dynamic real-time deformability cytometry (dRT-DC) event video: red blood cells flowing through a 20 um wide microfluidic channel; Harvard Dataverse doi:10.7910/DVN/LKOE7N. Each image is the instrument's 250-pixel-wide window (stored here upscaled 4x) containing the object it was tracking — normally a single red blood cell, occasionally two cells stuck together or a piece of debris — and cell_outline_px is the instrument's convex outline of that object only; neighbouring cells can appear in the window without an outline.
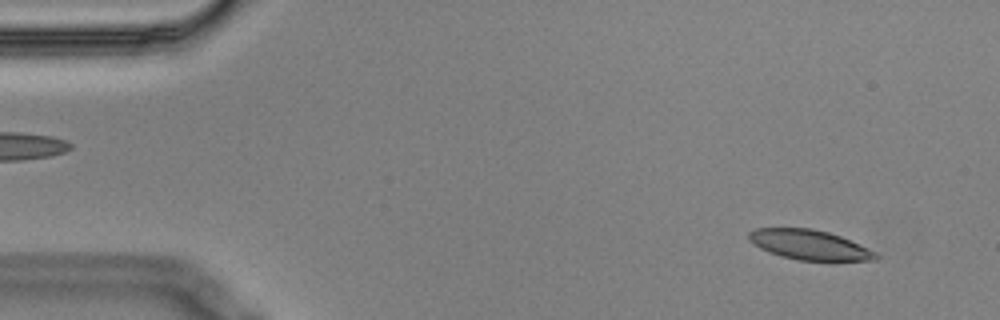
{"species": "Egyptian fruit bat (a non-hibernating species)", "species_latin": "Rousettus aegyptiacus", "temperature_condition": "cold", "stored_images_in_passage": 4, "camera_frame_rate_fps": 3000, "um_per_image_px": 0.085, "animal": {"sex": "male"}, "frame": {"image": 1, "passage_image": 1, "time_ms": 0.0, "image_size_px": [1000, 320], "cell_outline_px": [[880, 256], [876, 260], [800, 260], [780, 256], [768, 252], [760, 248], [748, 240], [748, 232], [756, 228], [812, 228], [828, 232], [840, 236], [868, 248], [876, 252]], "centroid_in_image_um": [68.77, 20.8], "position_along_channel_um": 16.2, "area_um2": 21.96}}